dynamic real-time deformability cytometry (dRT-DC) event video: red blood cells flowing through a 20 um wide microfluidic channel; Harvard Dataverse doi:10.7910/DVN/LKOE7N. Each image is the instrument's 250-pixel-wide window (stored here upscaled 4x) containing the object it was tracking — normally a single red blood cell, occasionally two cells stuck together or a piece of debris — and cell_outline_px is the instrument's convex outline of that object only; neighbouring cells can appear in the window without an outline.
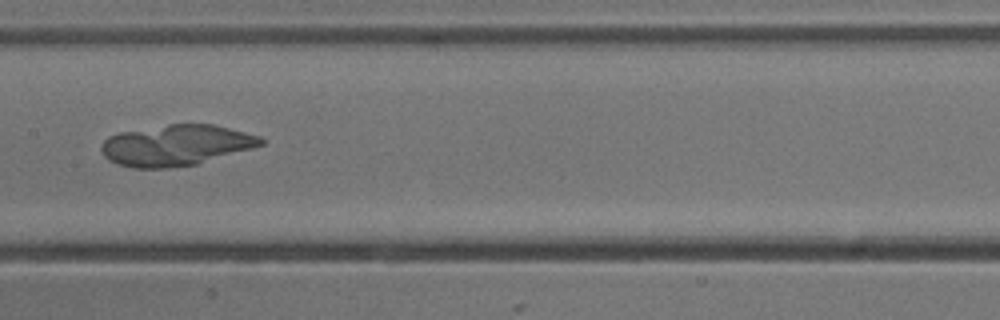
{"species": "common noctule bat (a hibernating species)", "species_latin": "Nyctalus noctula", "temperature_condition": "cold", "stored_images_in_passage": 54, "camera_frame_rate_fps": 3000, "um_per_image_px": 0.085, "animal": {"sex": "male", "body_mass_g": 13.3}, "frame": {"image": 1, "passage_image": 27, "time_ms": 8.667, "image_size_px": [1000, 320], "cell_outline_px": [[264, 144], [252, 148], [196, 164], [164, 168], [132, 168], [116, 164], [108, 160], [104, 156], [100, 148], [104, 140], [108, 136], [120, 132], [168, 124], [212, 124], [260, 136], [264, 140]], "centroid_in_image_um": [14.92, 12.35], "position_along_channel_um": 192.5, "area_um2": 37.86}}
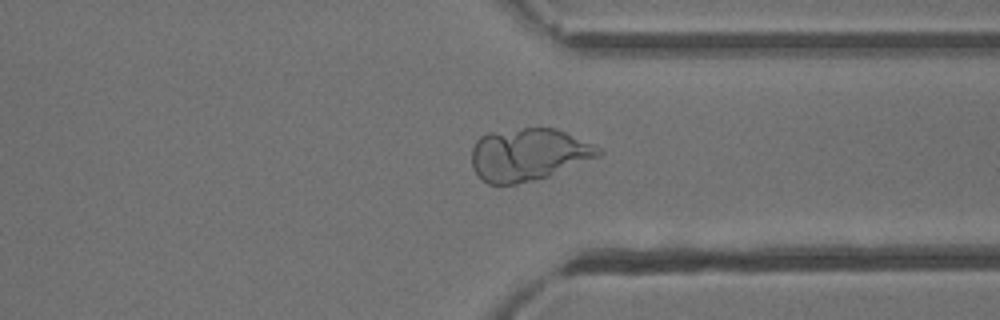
{"frame": {"image": 2, "passage_image": 41, "time_ms": 13.333, "image_size_px": [1000, 320], "cell_outline_px": [[604, 152], [596, 156], [548, 176], [516, 184], [488, 184], [472, 168], [472, 148], [476, 140], [480, 136], [488, 132], [524, 128], [556, 128], [600, 148]], "centroid_in_image_um": [44.85, 13.12], "position_along_channel_um": 366.6, "area_um2": 38.15}}
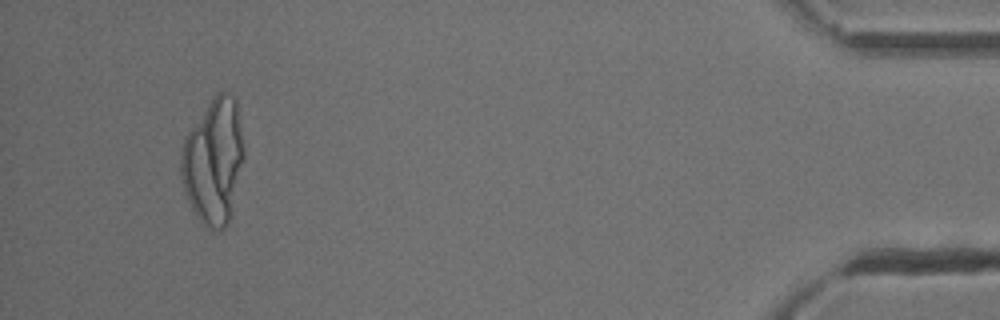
{"frame": {"image": 3, "passage_image": 51, "time_ms": 16.667, "image_size_px": [1000, 320], "cell_outline_px": [[244, 156], [232, 216], [228, 224], [220, 232], [212, 232], [200, 220], [192, 208], [188, 200], [184, 188], [180, 172], [180, 152], [184, 140], [188, 132], [212, 96], [216, 92], [224, 92], [232, 96], [236, 100], [244, 144]], "centroid_in_image_um": [18.16, 13.74], "position_along_channel_um": 417.0, "area_um2": 46.47}}